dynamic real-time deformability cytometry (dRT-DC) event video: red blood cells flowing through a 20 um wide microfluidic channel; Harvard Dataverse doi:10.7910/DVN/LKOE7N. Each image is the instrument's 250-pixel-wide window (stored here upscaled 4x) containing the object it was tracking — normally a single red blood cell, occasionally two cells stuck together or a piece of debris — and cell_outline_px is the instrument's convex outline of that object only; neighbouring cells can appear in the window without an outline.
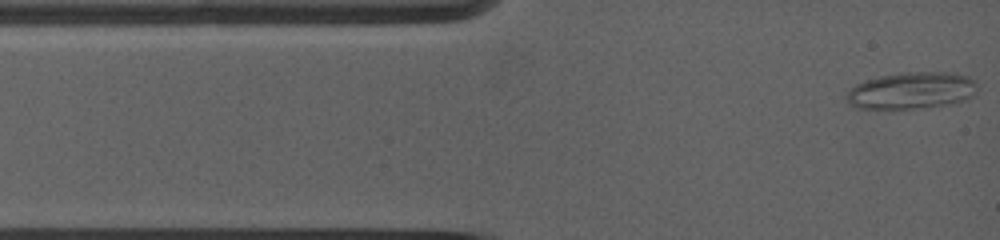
{"species": "common noctule bat (a hibernating species)", "species_latin": "Nyctalus noctula", "temperature_condition": "warm", "stored_images_in_passage": 36, "camera_frame_rate_fps": 5000, "um_per_image_px": 0.085, "animal": {"sex": "female", "body_mass_g": 19.0, "forearm_length_mm": 53.3}, "frame": {"image": 1, "passage_image": 1, "time_ms": 0.0, "image_size_px": [1000, 240], "cell_outline_px": [[976, 92], [972, 96], [948, 104], [912, 108], [856, 108], [848, 104], [844, 96], [856, 84], [864, 80], [880, 76], [904, 72], [952, 72], [968, 76], [976, 80]], "centroid_in_image_um": [77.46, 7.68], "position_along_channel_um": 7.5, "area_um2": 27.92}}
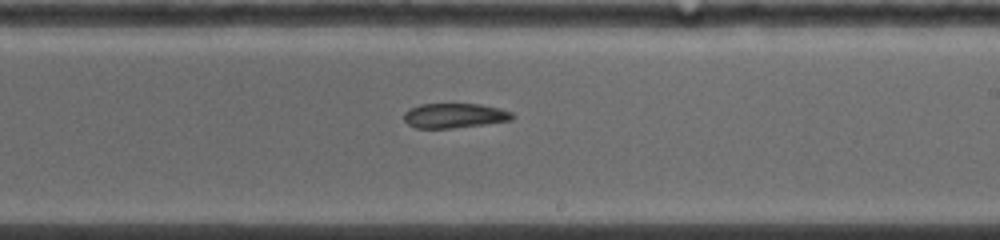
{"frame": {"image": 2, "passage_image": 17, "time_ms": 7.4, "image_size_px": [1000, 240], "cell_outline_px": [[516, 116], [512, 120], [484, 124], [452, 128], [416, 128], [408, 124], [404, 120], [404, 112], [408, 108], [420, 104], [480, 104], [500, 108], [512, 112]], "centroid_in_image_um": [38.63, 9.82], "position_along_channel_um": 250.4, "area_um2": 15.72}}
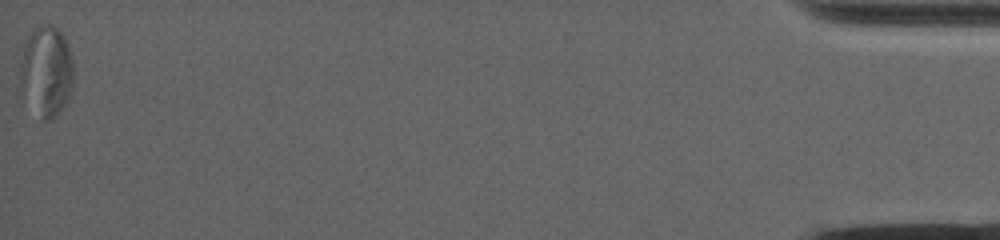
{"frame": {"image": 3, "passage_image": 36, "time_ms": 16.2, "image_size_px": [1000, 240], "cell_outline_px": [[72, 88], [68, 96], [60, 108], [48, 120], [40, 120], [20, 92], [20, 64], [24, 44], [28, 36], [36, 28], [44, 24], [52, 24], [64, 36], [68, 44], [72, 56]], "centroid_in_image_um": [3.91, 6.03], "position_along_channel_um": 431.3, "area_um2": 28.03}}